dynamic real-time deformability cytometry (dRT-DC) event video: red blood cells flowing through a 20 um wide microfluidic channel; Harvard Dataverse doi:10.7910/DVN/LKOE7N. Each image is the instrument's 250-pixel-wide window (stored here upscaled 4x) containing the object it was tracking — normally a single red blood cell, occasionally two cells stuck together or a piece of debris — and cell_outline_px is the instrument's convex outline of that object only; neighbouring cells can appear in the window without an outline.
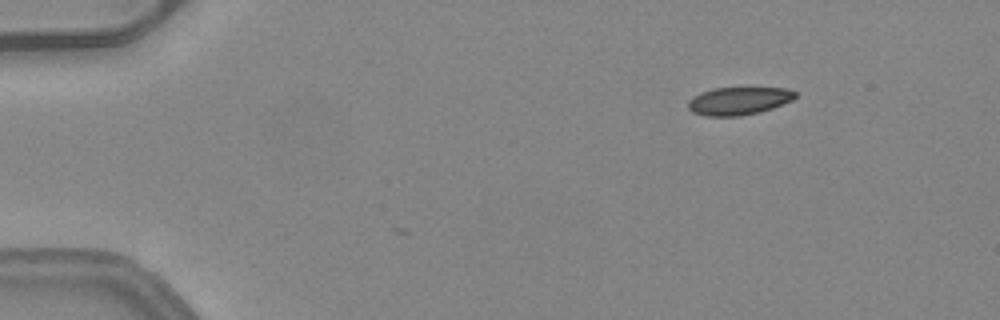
{"species": "common noctule bat (a hibernating species)", "species_latin": "Nyctalus noctula", "temperature_condition": "warm", "stored_images_in_passage": 3, "camera_frame_rate_fps": 3000, "um_per_image_px": 0.085, "animal": {"sex": "female", "body_mass_g": 24.6, "forearm_length_mm": 56.2}, "frame": {"image": 1, "passage_image": 1, "time_ms": 0.0, "image_size_px": [1000, 320], "cell_outline_px": [[796, 96], [792, 100], [772, 108], [760, 112], [740, 116], [704, 116], [692, 112], [688, 108], [688, 100], [692, 96], [700, 92], [712, 88], [788, 88], [796, 92]], "centroid_in_image_um": [62.75, 8.58], "position_along_channel_um": 22.2, "area_um2": 17.51}}